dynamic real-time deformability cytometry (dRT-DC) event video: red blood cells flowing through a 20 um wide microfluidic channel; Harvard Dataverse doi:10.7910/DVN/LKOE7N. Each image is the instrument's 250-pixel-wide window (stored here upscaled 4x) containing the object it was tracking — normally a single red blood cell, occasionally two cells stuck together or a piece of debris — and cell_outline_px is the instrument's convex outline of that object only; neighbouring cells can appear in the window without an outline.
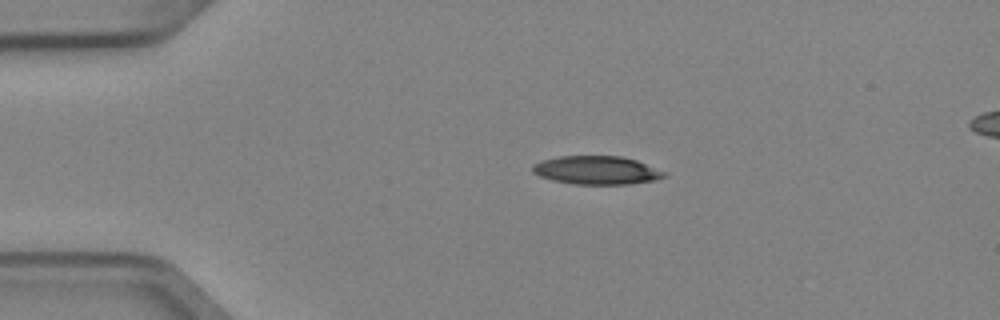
{"species": "Egyptian fruit bat (a non-hibernating species)", "species_latin": "Rousettus aegyptiacus", "temperature_condition": "cold", "stored_images_in_passage": 7, "camera_frame_rate_fps": 3000, "um_per_image_px": 0.085, "animal": {"sex": "female"}, "frame": {"image": 1, "passage_image": 7, "time_ms": 2.0, "image_size_px": [1000, 320], "cell_outline_px": [[668, 176], [656, 180], [628, 184], [572, 184], [552, 180], [540, 176], [532, 172], [532, 164], [540, 160], [560, 156], [620, 156], [636, 160], [668, 172]], "centroid_in_image_um": [50.73, 14.47], "position_along_channel_um": 34.3, "area_um2": 22.02}}